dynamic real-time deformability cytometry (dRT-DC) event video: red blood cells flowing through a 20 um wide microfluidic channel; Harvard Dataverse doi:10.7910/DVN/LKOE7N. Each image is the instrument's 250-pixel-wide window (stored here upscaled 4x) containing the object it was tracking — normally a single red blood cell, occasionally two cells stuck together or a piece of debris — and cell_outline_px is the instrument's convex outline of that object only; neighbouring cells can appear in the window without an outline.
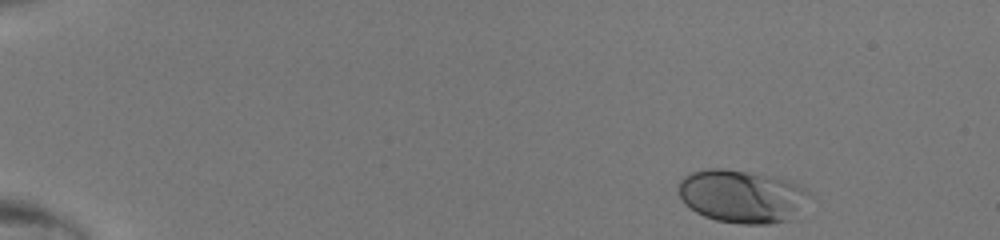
{"species": "human", "species_latin": "Homo sapiens", "temperature_condition": "room temperature", "stored_images_in_passage": 43, "camera_frame_rate_fps": 3000, "um_per_image_px": 0.085, "donor": {"sex": "male"}, "frame": {"image": 1, "passage_image": 1, "time_ms": 0.0, "image_size_px": [1000, 240], "cell_outline_px": [[812, 196], [788, 220], [768, 224], [740, 224], [716, 220], [704, 216], [696, 212], [684, 204], [680, 196], [680, 180], [684, 176], [692, 172], [708, 168], [720, 168], [776, 176], [796, 184], [804, 188]], "centroid_in_image_um": [63.04, 16.68], "position_along_channel_um": 22.0, "area_um2": 40.17}}
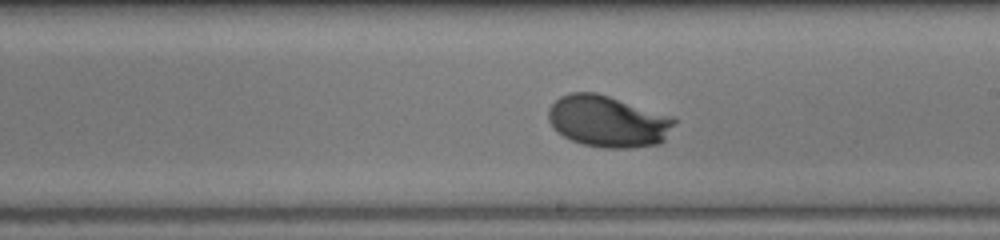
{"frame": {"image": 2, "passage_image": 25, "time_ms": 8.0, "image_size_px": [1000, 240], "cell_outline_px": [[676, 124], [664, 140], [660, 144], [632, 148], [604, 148], [584, 144], [572, 140], [556, 132], [552, 128], [548, 120], [548, 108], [560, 96], [568, 92], [596, 92], [672, 116], [676, 120]], "centroid_in_image_um": [51.67, 10.32], "position_along_channel_um": 237.3, "area_um2": 38.09}}
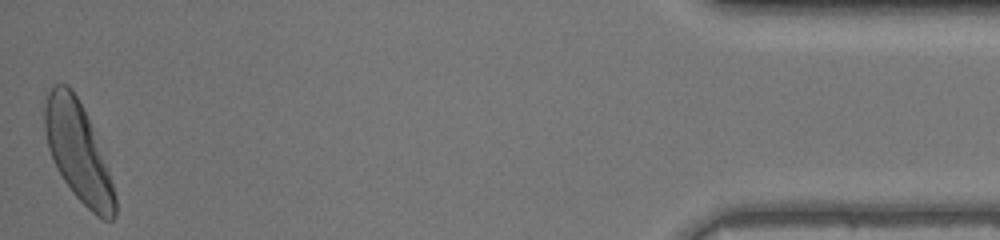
{"frame": {"image": 3, "passage_image": 43, "time_ms": 14.0, "image_size_px": [1000, 240], "cell_outline_px": [[116, 216], [112, 220], [104, 220], [96, 216], [72, 192], [56, 168], [52, 160], [48, 148], [44, 132], [44, 104], [48, 92], [52, 84], [68, 84], [72, 88], [92, 128], [108, 168], [116, 196]], "centroid_in_image_um": [6.62, 12.91], "position_along_channel_um": 428.6, "area_um2": 40.23}}